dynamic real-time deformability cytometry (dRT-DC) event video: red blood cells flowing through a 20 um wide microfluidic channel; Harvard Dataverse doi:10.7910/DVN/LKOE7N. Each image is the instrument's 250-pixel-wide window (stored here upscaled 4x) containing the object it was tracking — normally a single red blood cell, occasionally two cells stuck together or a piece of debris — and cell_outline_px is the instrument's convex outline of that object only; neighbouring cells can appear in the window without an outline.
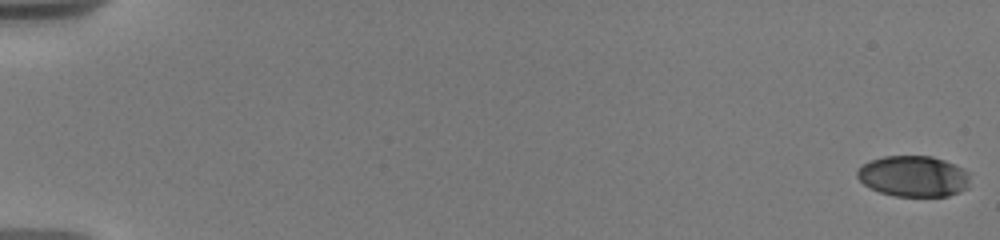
{"species": "human", "species_latin": "Homo sapiens", "temperature_condition": "warm", "stored_images_in_passage": 42, "camera_frame_rate_fps": 3000, "um_per_image_px": 0.085, "donor": {"sex": "male"}, "frame": {"image": 1, "passage_image": 1, "time_ms": 0.0, "image_size_px": [1000, 240], "cell_outline_px": [[968, 188], [960, 192], [948, 196], [896, 196], [880, 192], [864, 184], [856, 176], [856, 172], [868, 160], [884, 156], [932, 156], [944, 160], [968, 172]], "centroid_in_image_um": [77.63, 14.98], "position_along_channel_um": 7.4, "area_um2": 26.76}}
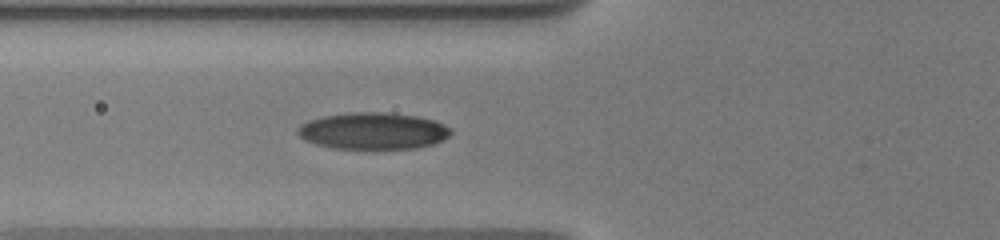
{"frame": {"image": 2, "passage_image": 31, "time_ms": 7.333, "image_size_px": [1000, 240], "cell_outline_px": [[452, 132], [448, 136], [432, 144], [416, 148], [336, 148], [316, 144], [304, 140], [296, 132], [296, 128], [300, 124], [308, 120], [324, 116], [348, 112], [384, 112], [416, 116], [436, 120], [452, 128]], "centroid_in_image_um": [31.69, 11.11], "position_along_channel_um": 94.1, "area_um2": 32.77}}
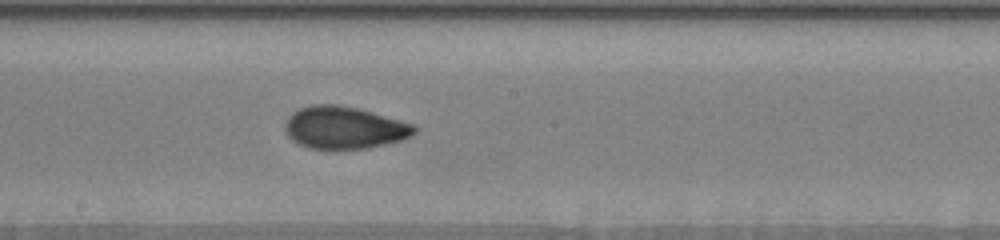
{"frame": {"image": 3, "passage_image": 42, "time_ms": 10.667, "image_size_px": [1000, 240], "cell_outline_px": [[420, 128], [412, 136], [400, 140], [384, 144], [364, 148], [308, 148], [292, 140], [288, 136], [284, 128], [284, 124], [288, 116], [292, 112], [300, 108], [312, 104], [340, 104], [372, 112], [416, 124]], "centroid_in_image_um": [29.27, 10.83], "position_along_channel_um": 218.9, "area_um2": 31.96}}